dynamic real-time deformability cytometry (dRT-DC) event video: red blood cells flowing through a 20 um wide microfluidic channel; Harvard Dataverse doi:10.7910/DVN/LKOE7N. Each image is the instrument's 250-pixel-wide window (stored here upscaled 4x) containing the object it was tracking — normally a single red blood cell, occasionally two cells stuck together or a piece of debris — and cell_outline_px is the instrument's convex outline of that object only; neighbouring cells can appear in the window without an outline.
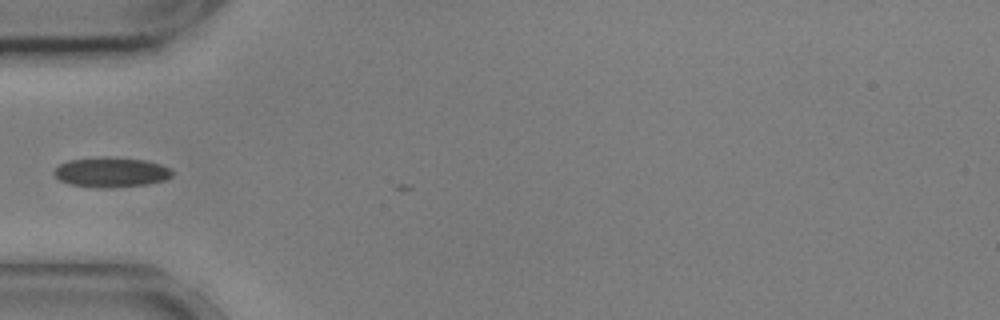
{"species": "common noctule bat (a hibernating species)", "species_latin": "Nyctalus noctula", "temperature_condition": "cold", "stored_images_in_passage": 4, "camera_frame_rate_fps": 3000, "um_per_image_px": 0.085, "animal": {"sex": "male", "body_mass_g": 17.9, "forearm_length_mm": 54.2}, "frame": {"image": 1, "passage_image": 1, "time_ms": 0.0, "image_size_px": [1000, 320], "cell_outline_px": [[172, 176], [164, 180], [148, 184], [104, 188], [96, 188], [72, 184], [60, 180], [52, 172], [60, 164], [68, 160], [100, 156], [112, 156], [144, 160], [160, 164], [172, 168]], "centroid_in_image_um": [9.45, 14.62], "position_along_channel_um": 75.5, "area_um2": 20.75}}